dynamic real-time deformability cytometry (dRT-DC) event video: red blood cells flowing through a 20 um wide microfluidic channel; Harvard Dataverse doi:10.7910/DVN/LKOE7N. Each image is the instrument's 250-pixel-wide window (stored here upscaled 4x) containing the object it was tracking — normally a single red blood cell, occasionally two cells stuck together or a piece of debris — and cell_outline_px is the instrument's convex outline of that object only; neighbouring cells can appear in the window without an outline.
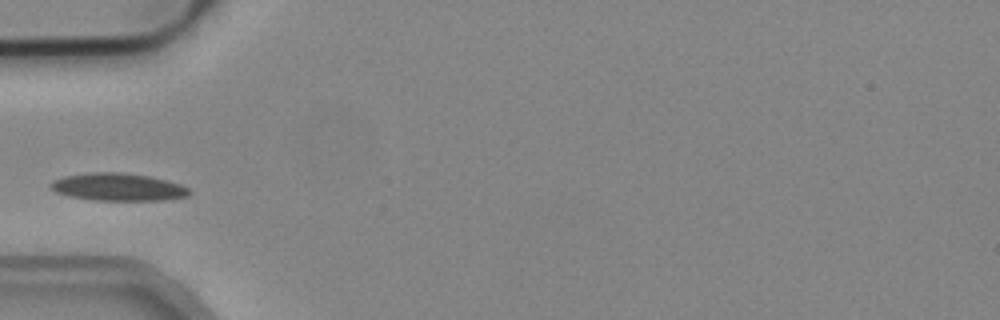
{"species": "common noctule bat (a hibernating species)", "species_latin": "Nyctalus noctula", "temperature_condition": "cold", "stored_images_in_passage": 3, "camera_frame_rate_fps": 3000, "um_per_image_px": 0.085, "animal": {"sex": "male", "body_mass_g": 19.2, "forearm_length_mm": 51.8}, "frame": {"image": 1, "passage_image": 2, "time_ms": 0.333, "image_size_px": [1000, 320], "cell_outline_px": [[192, 192], [188, 196], [164, 200], [92, 200], [68, 196], [56, 192], [48, 184], [52, 180], [64, 176], [88, 172], [120, 172], [148, 176], [168, 180], [180, 184], [188, 188]], "centroid_in_image_um": [10.02, 15.89], "position_along_channel_um": 75.0, "area_um2": 22.43}}